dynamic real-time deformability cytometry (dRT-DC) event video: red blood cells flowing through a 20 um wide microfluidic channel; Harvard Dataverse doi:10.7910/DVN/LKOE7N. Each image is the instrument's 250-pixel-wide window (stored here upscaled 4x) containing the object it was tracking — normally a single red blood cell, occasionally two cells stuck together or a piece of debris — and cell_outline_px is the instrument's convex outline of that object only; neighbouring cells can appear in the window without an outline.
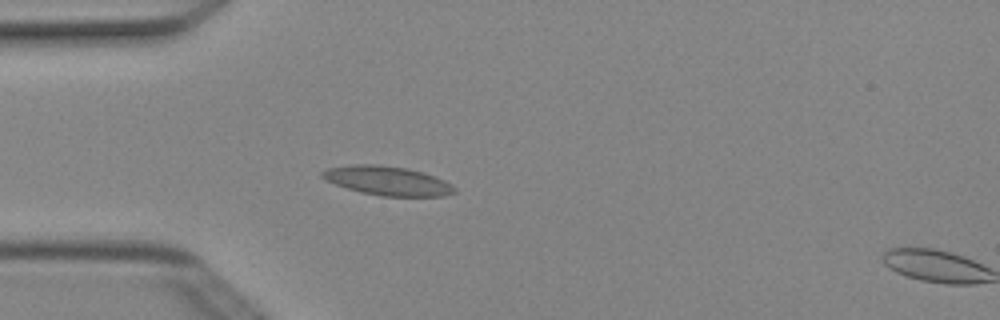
{"species": "Egyptian fruit bat (a non-hibernating species)", "species_latin": "Rousettus aegyptiacus", "temperature_condition": "cold", "stored_images_in_passage": 6, "camera_frame_rate_fps": 3000, "um_per_image_px": 0.085, "animal": {"sex": "female"}, "frame": {"image": 1, "passage_image": 5, "time_ms": 1.333, "image_size_px": [1000, 320], "cell_outline_px": [[456, 192], [444, 196], [380, 196], [360, 192], [324, 180], [320, 176], [320, 172], [328, 168], [352, 164], [376, 164], [404, 168], [420, 172], [444, 180], [452, 184], [456, 188]], "centroid_in_image_um": [32.9, 15.37], "position_along_channel_um": 52.1, "area_um2": 22.31}}